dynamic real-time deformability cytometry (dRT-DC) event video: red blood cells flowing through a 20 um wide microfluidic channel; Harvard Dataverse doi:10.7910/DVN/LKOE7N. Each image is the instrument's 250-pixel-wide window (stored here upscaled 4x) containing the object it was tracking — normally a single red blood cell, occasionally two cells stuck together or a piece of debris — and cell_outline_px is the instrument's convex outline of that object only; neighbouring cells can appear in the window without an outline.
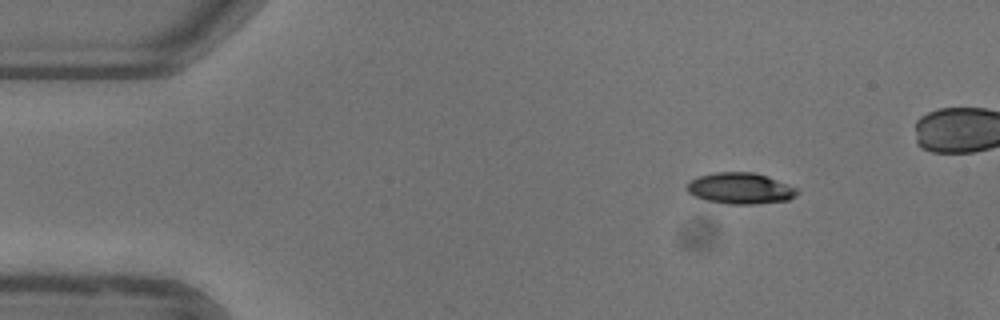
{"species": "common noctule bat (a hibernating species)", "species_latin": "Nyctalus noctula", "temperature_condition": "warm", "stored_images_in_passage": 7, "camera_frame_rate_fps": 3000, "um_per_image_px": 0.085, "animal": {"sex": "female"}, "frame": {"image": 1, "passage_image": 1, "time_ms": 0.0, "image_size_px": [1000, 320], "cell_outline_px": [[800, 192], [796, 196], [788, 200], [756, 204], [728, 204], [708, 200], [692, 196], [684, 188], [684, 184], [688, 180], [696, 176], [716, 172], [756, 172], [768, 176], [796, 188]], "centroid_in_image_um": [62.87, 16.0], "position_along_channel_um": 22.1, "area_um2": 20.4}}